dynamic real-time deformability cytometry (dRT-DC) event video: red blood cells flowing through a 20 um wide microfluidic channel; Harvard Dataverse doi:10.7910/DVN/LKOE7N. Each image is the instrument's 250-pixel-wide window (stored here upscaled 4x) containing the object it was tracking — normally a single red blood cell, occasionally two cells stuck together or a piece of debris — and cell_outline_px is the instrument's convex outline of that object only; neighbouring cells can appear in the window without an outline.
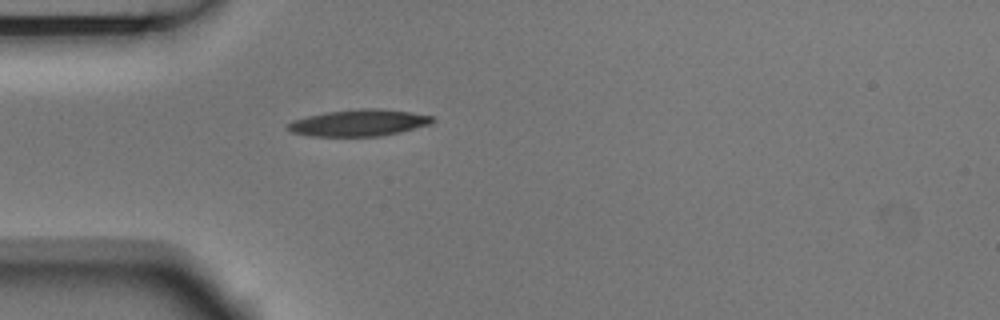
{"species": "Egyptian fruit bat (a non-hibernating species)", "species_latin": "Rousettus aegyptiacus", "temperature_condition": "room temperature", "stored_images_in_passage": 1, "camera_frame_rate_fps": 3000, "um_per_image_px": 0.085, "animal": {"sex": "male"}, "frame": {"image": 1, "passage_image": 1, "time_ms": 0.0, "image_size_px": [1000, 320], "cell_outline_px": [[436, 120], [432, 124], [400, 132], [380, 136], [312, 136], [292, 132], [288, 128], [288, 124], [296, 120], [308, 116], [328, 112], [360, 108], [376, 108], [408, 112], [432, 116]], "centroid_in_image_um": [30.57, 10.44], "position_along_channel_um": 54.4, "area_um2": 22.14}}